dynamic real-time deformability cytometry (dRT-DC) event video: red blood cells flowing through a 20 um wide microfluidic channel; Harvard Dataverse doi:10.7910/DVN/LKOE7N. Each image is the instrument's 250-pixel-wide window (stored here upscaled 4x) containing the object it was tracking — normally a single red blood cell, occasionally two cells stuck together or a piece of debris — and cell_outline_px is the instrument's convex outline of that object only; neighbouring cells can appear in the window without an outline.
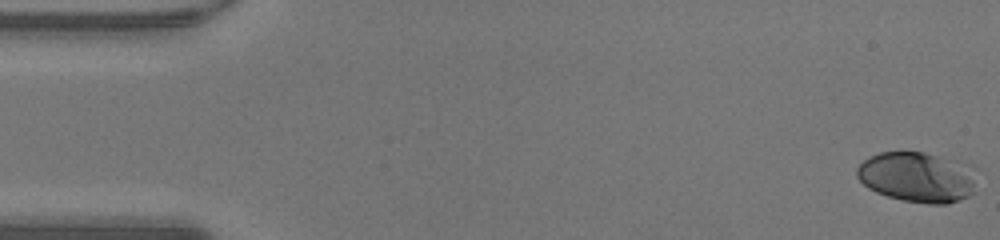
{"species": "human", "species_latin": "Homo sapiens", "temperature_condition": "warm", "stored_images_in_passage": 48, "camera_frame_rate_fps": 3000, "um_per_image_px": 0.085, "donor": {"sex": "male"}, "frame": {"image": 1, "passage_image": 1, "time_ms": 0.0, "image_size_px": [1000, 240], "cell_outline_px": [[976, 168], [972, 192], [968, 196], [948, 204], [928, 204], [904, 200], [888, 196], [876, 192], [868, 188], [856, 176], [856, 168], [868, 156], [880, 152], [924, 152]], "centroid_in_image_um": [77.93, 15.06], "position_along_channel_um": 7.1, "area_um2": 34.85}}
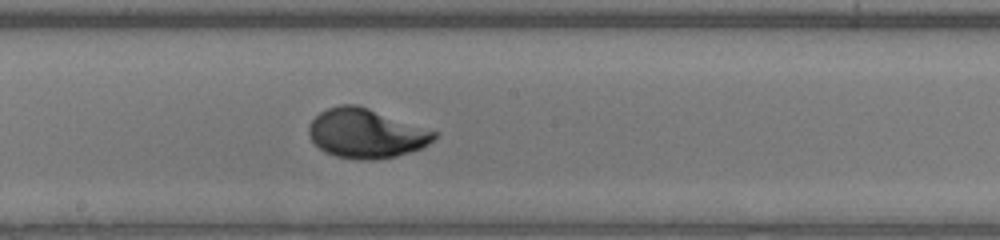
{"frame": {"image": 2, "passage_image": 26, "time_ms": 8.333, "image_size_px": [1000, 240], "cell_outline_px": [[440, 132], [428, 144], [420, 148], [396, 156], [376, 160], [356, 160], [336, 156], [324, 152], [308, 136], [308, 124], [320, 112], [328, 108], [340, 104], [356, 104]], "centroid_in_image_um": [31.1, 11.34], "position_along_channel_um": 217.1, "area_um2": 36.13}}
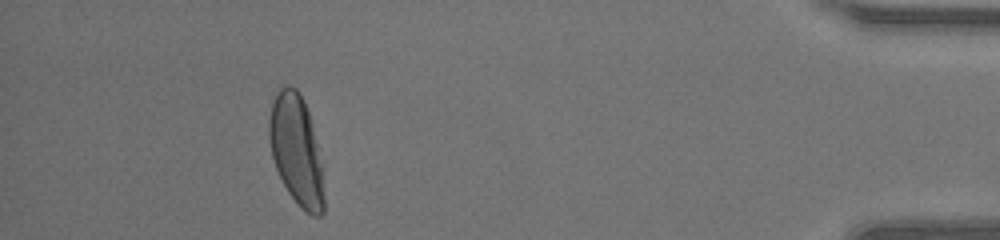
{"frame": {"image": 3, "passage_image": 44, "time_ms": 14.333, "image_size_px": [1000, 240], "cell_outline_px": [[324, 212], [320, 216], [312, 216], [300, 208], [288, 192], [276, 168], [272, 156], [268, 136], [268, 120], [272, 104], [276, 92], [284, 84], [288, 84], [296, 88], [304, 100], [308, 112], [316, 144], [320, 164], [324, 196]], "centroid_in_image_um": [25.16, 12.75], "position_along_channel_um": 410.0, "area_um2": 34.8}, "authors_computed_cell_mechanics": {"area_um2": 34.7956, "velocity_mm_per_s": 4.2922, "shape_relaxation_time_tau1_ms": 3.5238, "shape_relaxation_time_tau2_ms": null, "deformation_change_tau1": 0.2134, "deformation_change_tau2": null}}